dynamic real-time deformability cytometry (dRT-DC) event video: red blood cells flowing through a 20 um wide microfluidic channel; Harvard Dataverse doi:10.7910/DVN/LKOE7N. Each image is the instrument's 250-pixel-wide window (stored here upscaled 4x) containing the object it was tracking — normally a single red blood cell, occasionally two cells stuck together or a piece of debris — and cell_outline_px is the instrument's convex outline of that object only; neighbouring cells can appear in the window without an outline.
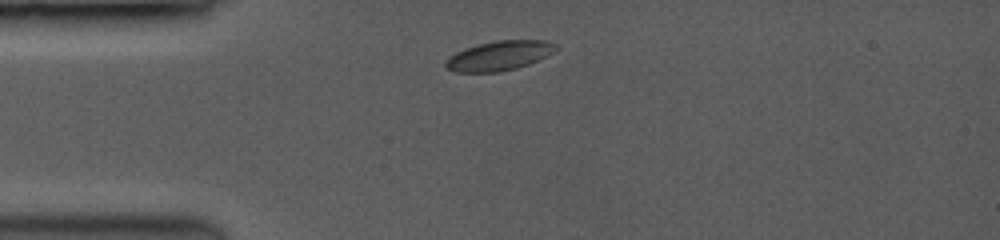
{"species": "common noctule bat (a hibernating species)", "species_latin": "Nyctalus noctula", "temperature_condition": "room temperature", "stored_images_in_passage": 17, "camera_frame_rate_fps": 3500, "um_per_image_px": 0.085, "animal": {"sex": "female", "body_mass_g": 19.0, "forearm_length_mm": 53.3}, "frame": {"image": 1, "passage_image": 1, "time_ms": 0.0, "image_size_px": [1000, 240], "cell_outline_px": [[556, 48], [552, 52], [528, 64], [516, 68], [496, 72], [456, 72], [448, 68], [444, 64], [456, 52], [464, 48], [476, 44], [496, 40], [548, 40], [556, 44]], "centroid_in_image_um": [42.42, 4.72], "position_along_channel_um": 42.6, "area_um2": 18.67}}
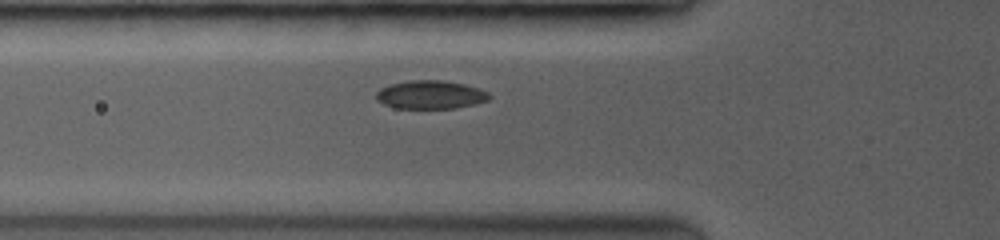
{"frame": {"image": 2, "passage_image": 8, "time_ms": 1.714, "image_size_px": [1000, 240], "cell_outline_px": [[492, 96], [488, 100], [456, 108], [396, 108], [384, 104], [376, 96], [376, 92], [380, 88], [388, 84], [412, 80], [444, 80], [464, 84], [488, 92]], "centroid_in_image_um": [36.58, 8.04], "position_along_channel_um": 89.2, "area_um2": 18.55}}
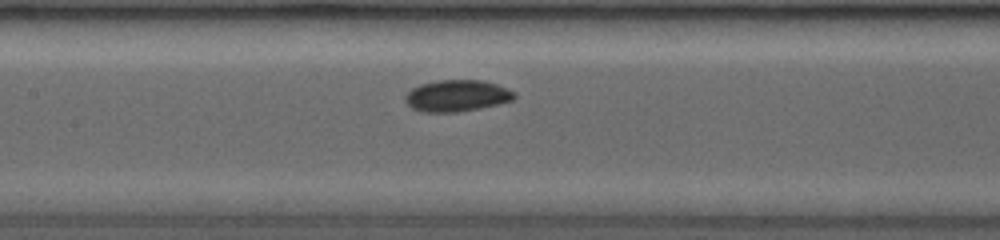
{"frame": {"image": 3, "passage_image": 16, "time_ms": 3.714, "image_size_px": [1000, 240], "cell_outline_px": [[516, 96], [512, 100], [496, 104], [456, 112], [428, 112], [412, 108], [404, 100], [408, 92], [412, 88], [420, 84], [440, 80], [480, 80], [496, 84], [512, 92]], "centroid_in_image_um": [38.79, 8.13], "position_along_channel_um": 168.6, "area_um2": 19.54}}